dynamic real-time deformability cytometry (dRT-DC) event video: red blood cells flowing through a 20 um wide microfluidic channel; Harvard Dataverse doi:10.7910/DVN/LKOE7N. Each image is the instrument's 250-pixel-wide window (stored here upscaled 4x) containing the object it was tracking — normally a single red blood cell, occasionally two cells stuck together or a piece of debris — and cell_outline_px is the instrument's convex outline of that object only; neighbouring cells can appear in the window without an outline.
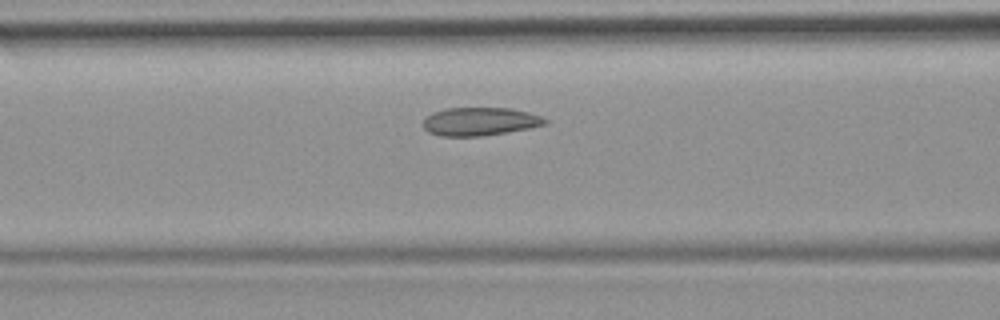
{"species": "common noctule bat (a hibernating species)", "species_latin": "Nyctalus noctula", "temperature_condition": "room temperature", "stored_images_in_passage": 14, "camera_frame_rate_fps": 3000, "um_per_image_px": 0.085, "animal": {"sex": "female", "body_mass_g": 19.9}, "frame": {"image": 1, "passage_image": 12, "time_ms": 3.667, "image_size_px": [1000, 320], "cell_outline_px": [[548, 124], [508, 132], [484, 136], [440, 136], [428, 132], [424, 128], [424, 116], [432, 112], [448, 108], [512, 108], [528, 112], [540, 116], [548, 120]], "centroid_in_image_um": [40.78, 10.33], "position_along_channel_um": 125.8, "area_um2": 20.17}}